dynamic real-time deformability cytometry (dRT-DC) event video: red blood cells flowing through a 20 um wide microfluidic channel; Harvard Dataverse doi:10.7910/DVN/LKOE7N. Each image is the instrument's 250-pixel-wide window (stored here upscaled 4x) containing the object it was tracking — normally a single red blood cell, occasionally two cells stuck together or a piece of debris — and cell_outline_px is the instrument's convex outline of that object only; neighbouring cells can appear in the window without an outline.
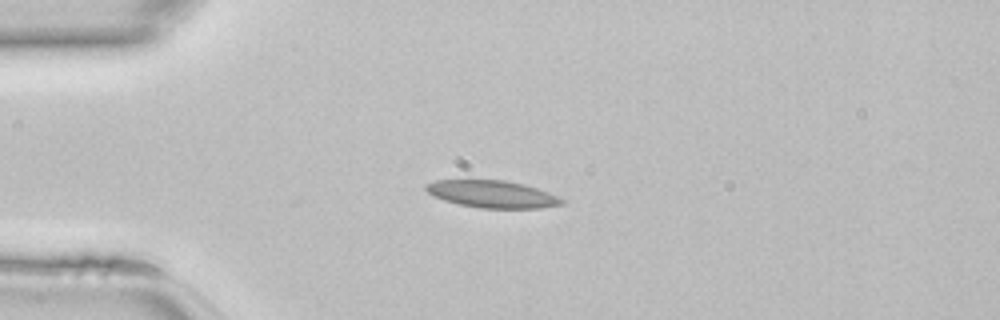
{"species": "common noctule bat (a hibernating species)", "species_latin": "Nyctalus noctula", "temperature_condition": "room temperature", "stored_images_in_passage": 16, "camera_frame_rate_fps": 3000, "um_per_image_px": 0.085, "animal": {"sex": "female", "body_mass_g": 22.7, "forearm_length_mm": 54.2}, "frame": {"image": 1, "passage_image": 1, "time_ms": 0.0, "image_size_px": [1000, 320], "cell_outline_px": [[564, 204], [540, 208], [480, 208], [456, 204], [432, 196], [424, 188], [424, 184], [436, 180], [504, 180], [536, 188], [548, 192], [564, 200]], "centroid_in_image_um": [41.78, 16.5], "position_along_channel_um": 43.2, "area_um2": 21.5}}